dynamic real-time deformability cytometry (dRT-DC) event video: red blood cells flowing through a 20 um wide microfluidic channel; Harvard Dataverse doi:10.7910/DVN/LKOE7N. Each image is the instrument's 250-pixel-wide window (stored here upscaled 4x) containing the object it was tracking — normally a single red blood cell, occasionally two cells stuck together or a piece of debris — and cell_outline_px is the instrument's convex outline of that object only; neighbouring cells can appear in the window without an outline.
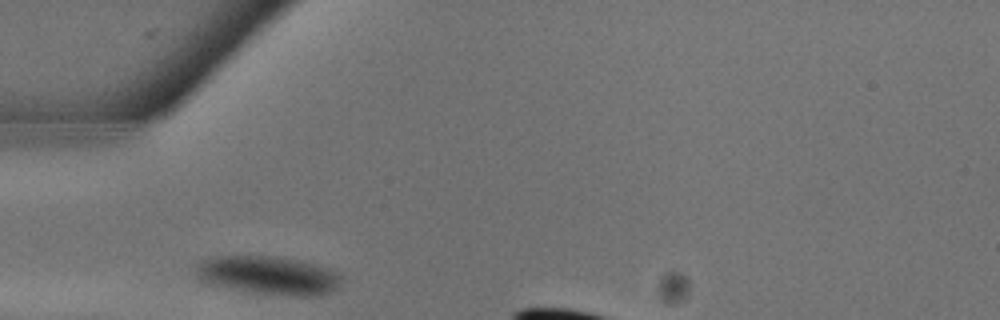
{"species": "common noctule bat (a hibernating species)", "species_latin": "Nyctalus noctula", "temperature_condition": "warm", "stored_images_in_passage": 6, "camera_frame_rate_fps": 3000, "um_per_image_px": 0.085, "animal": {"sex": "male", "body_mass_g": 13.3}, "frame": {"image": 1, "passage_image": 1, "time_ms": 0.0, "image_size_px": [1000, 320], "cell_outline_px": [[344, 276], [332, 292], [316, 296], [296, 296], [260, 292], [216, 284], [204, 280], [196, 276], [196, 264], [212, 256], [280, 256], [312, 264]], "centroid_in_image_um": [22.84, 23.38], "position_along_channel_um": 62.2, "area_um2": 31.56}}
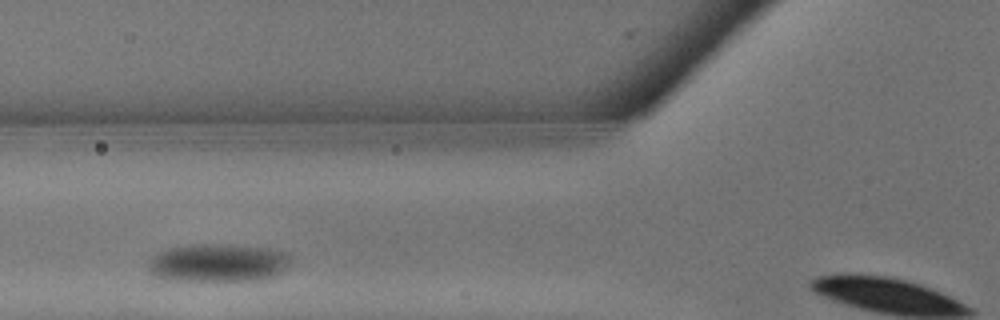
{"frame": {"image": 2, "passage_image": 3, "time_ms": 0.667, "image_size_px": [1000, 320], "cell_outline_px": [[292, 256], [288, 264], [280, 272], [272, 276], [256, 280], [172, 280], [156, 276], [148, 272], [148, 260], [156, 252], [164, 248], [188, 244], [228, 244], [268, 248]], "centroid_in_image_um": [18.43, 22.32], "position_along_channel_um": 107.4, "area_um2": 31.67}}
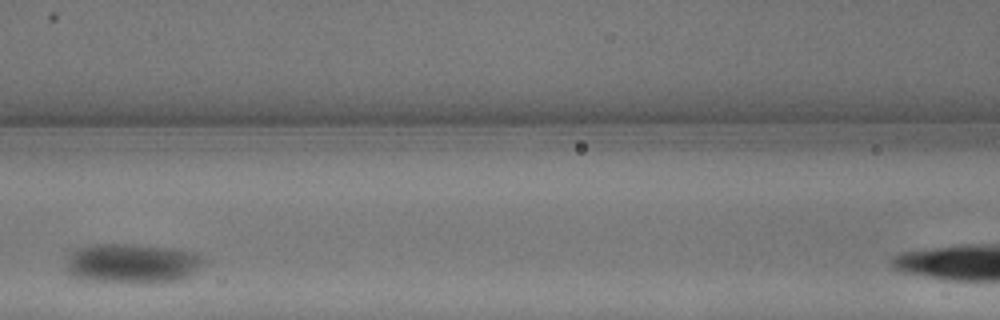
{"frame": {"image": 3, "passage_image": 5, "time_ms": 1.333, "image_size_px": [1000, 320], "cell_outline_px": [[204, 260], [196, 276], [180, 280], [152, 284], [140, 284], [76, 280], [68, 276], [64, 268], [64, 264], [68, 256], [76, 248], [92, 244], [124, 244], [172, 248], [200, 256]], "centroid_in_image_um": [11.15, 22.45], "position_along_channel_um": 155.5, "area_um2": 32.95}}